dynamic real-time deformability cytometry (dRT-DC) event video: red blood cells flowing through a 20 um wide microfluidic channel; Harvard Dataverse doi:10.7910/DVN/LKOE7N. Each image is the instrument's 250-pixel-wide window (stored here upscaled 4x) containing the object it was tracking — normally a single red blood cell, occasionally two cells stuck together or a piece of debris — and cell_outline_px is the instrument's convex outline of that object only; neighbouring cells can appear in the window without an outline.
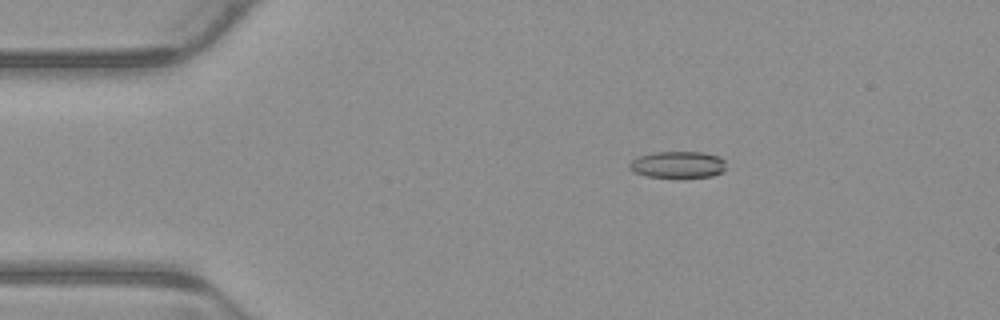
{"species": "common noctule bat (a hibernating species)", "species_latin": "Nyctalus noctula", "temperature_condition": "warm", "stored_images_in_passage": 4, "camera_frame_rate_fps": 3000, "um_per_image_px": 0.085, "animal": {"sex": "male", "body_mass_g": 23.1, "forearm_length_mm": 52.7}, "frame": {"image": 1, "passage_image": 3, "time_ms": 0.667, "image_size_px": [1000, 320], "cell_outline_px": [[724, 172], [712, 176], [644, 176], [632, 172], [628, 168], [628, 164], [636, 156], [652, 152], [704, 152], [720, 156], [724, 160]], "centroid_in_image_um": [57.57, 13.97], "position_along_channel_um": 27.4, "area_um2": 15.03}}